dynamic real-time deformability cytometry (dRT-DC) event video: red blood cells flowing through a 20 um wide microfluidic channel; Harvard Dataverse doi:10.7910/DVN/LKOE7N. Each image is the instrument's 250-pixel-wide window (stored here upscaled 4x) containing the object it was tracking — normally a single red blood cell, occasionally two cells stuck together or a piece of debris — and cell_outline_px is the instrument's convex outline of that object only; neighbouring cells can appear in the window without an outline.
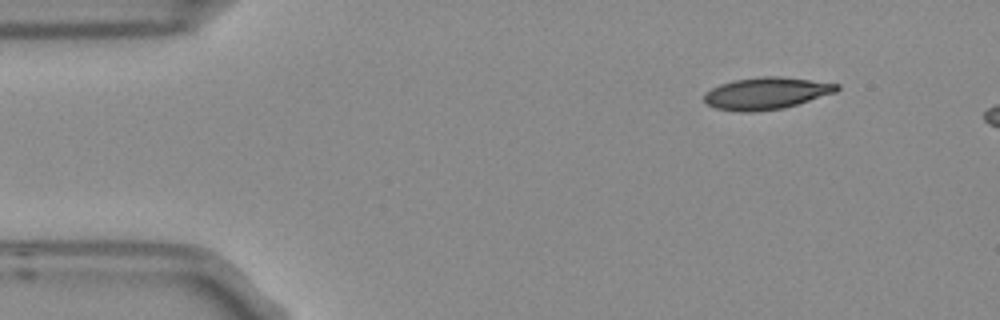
{"species": "Egyptian fruit bat (a non-hibernating species)", "species_latin": "Rousettus aegyptiacus", "temperature_condition": "room temperature", "stored_images_in_passage": 4, "camera_frame_rate_fps": 3000, "um_per_image_px": 0.085, "frame": {"image": 1, "passage_image": 1, "time_ms": 0.0, "image_size_px": [1000, 320], "cell_outline_px": [[840, 88], [836, 92], [784, 108], [752, 112], [740, 112], [716, 108], [708, 104], [704, 100], [704, 92], [720, 84], [732, 80], [764, 76], [780, 76], [840, 84]], "centroid_in_image_um": [65.12, 7.93], "position_along_channel_um": 19.9, "area_um2": 24.68}}